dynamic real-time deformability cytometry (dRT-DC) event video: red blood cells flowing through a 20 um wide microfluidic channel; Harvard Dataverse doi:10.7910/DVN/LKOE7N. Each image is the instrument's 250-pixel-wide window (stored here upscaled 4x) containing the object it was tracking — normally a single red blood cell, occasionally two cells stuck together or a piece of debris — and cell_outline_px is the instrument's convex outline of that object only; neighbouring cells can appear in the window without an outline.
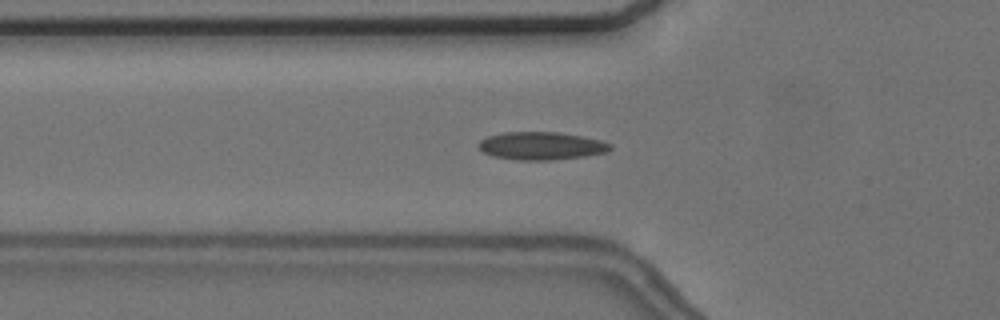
{"species": "common noctule bat (a hibernating species)", "species_latin": "Nyctalus noctula", "temperature_condition": "cold", "stored_images_in_passage": 38, "camera_frame_rate_fps": 3000, "um_per_image_px": 0.085, "animal": {"sex": "female", "body_mass_g": 24.6, "forearm_length_mm": 56.2}, "frame": {"image": 1, "passage_image": 2, "time_ms": 0.333, "image_size_px": [1000, 320], "cell_outline_px": [[612, 148], [608, 152], [584, 156], [552, 160], [516, 160], [492, 156], [484, 152], [480, 148], [480, 140], [488, 136], [504, 132], [560, 132], [584, 136], [600, 140], [612, 144]], "centroid_in_image_um": [46.05, 12.39], "position_along_channel_um": 79.8, "area_um2": 21.44}}
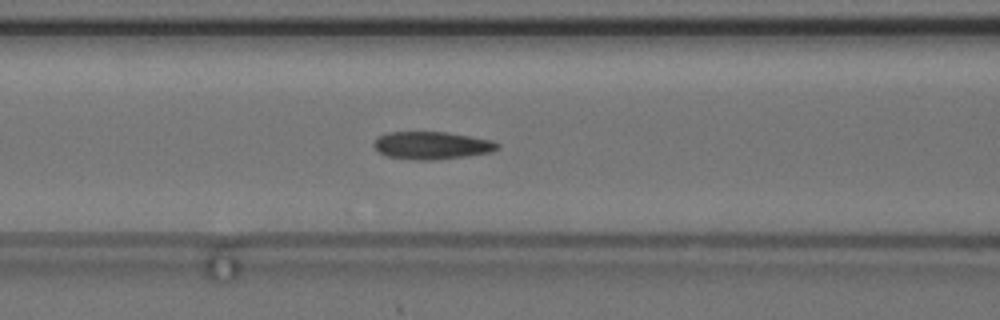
{"frame": {"image": 2, "passage_image": 6, "time_ms": 1.667, "image_size_px": [1000, 320], "cell_outline_px": [[500, 148], [492, 152], [468, 156], [432, 160], [420, 160], [388, 156], [380, 152], [372, 144], [376, 136], [388, 132], [448, 132], [472, 136], [492, 140], [500, 144]], "centroid_in_image_um": [36.74, 12.35], "position_along_channel_um": 129.9, "area_um2": 20.06}}
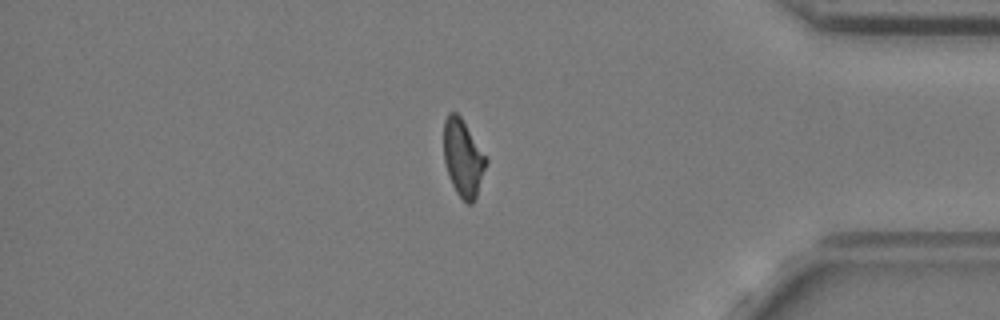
{"frame": {"image": 3, "passage_image": 30, "time_ms": 9.667, "image_size_px": [1000, 320], "cell_outline_px": [[488, 164], [476, 196], [472, 204], [468, 204], [456, 192], [452, 184], [444, 160], [444, 120], [448, 112], [456, 112], [460, 116], [488, 156]], "centroid_in_image_um": [39.39, 13.4], "position_along_channel_um": 395.8, "area_um2": 19.19}, "authors_computed_cell_mechanics": {"area_um2": 20.0277, "velocity_mm_per_s": 3.6897, "shape_relaxation_time_tau1_ms": null, "shape_relaxation_time_tau2_ms": 1.8067, "deformation_change_tau1": null, "deformation_change_tau2": 0.0735}}